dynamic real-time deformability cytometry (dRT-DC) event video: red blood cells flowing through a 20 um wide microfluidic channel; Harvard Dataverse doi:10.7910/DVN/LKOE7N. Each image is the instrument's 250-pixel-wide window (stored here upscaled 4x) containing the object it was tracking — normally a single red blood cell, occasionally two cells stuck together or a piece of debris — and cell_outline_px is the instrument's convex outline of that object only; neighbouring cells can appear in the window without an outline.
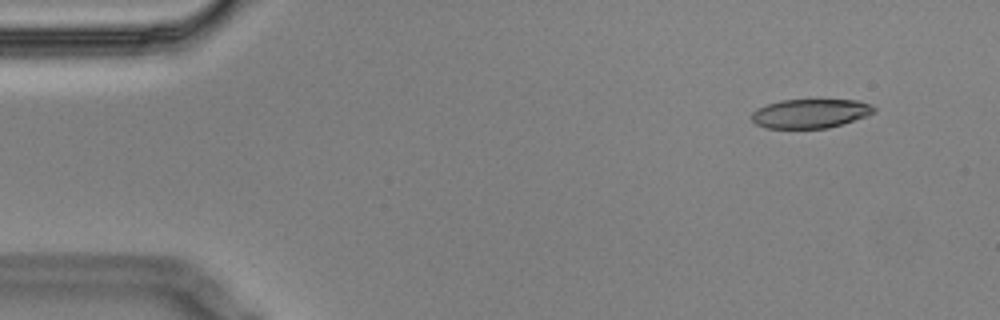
{"species": "Egyptian fruit bat (a non-hibernating species)", "species_latin": "Rousettus aegyptiacus", "temperature_condition": "cold", "stored_images_in_passage": 5, "camera_frame_rate_fps": 3000, "um_per_image_px": 0.085, "animal": {"sex": "male"}, "frame": {"image": 1, "passage_image": 2, "time_ms": 0.333, "image_size_px": [1000, 320], "cell_outline_px": [[876, 112], [868, 116], [828, 128], [764, 128], [756, 124], [752, 120], [752, 112], [756, 108], [780, 100], [860, 100], [872, 104], [876, 108]], "centroid_in_image_um": [68.91, 9.64], "position_along_channel_um": 16.1, "area_um2": 20.92}}